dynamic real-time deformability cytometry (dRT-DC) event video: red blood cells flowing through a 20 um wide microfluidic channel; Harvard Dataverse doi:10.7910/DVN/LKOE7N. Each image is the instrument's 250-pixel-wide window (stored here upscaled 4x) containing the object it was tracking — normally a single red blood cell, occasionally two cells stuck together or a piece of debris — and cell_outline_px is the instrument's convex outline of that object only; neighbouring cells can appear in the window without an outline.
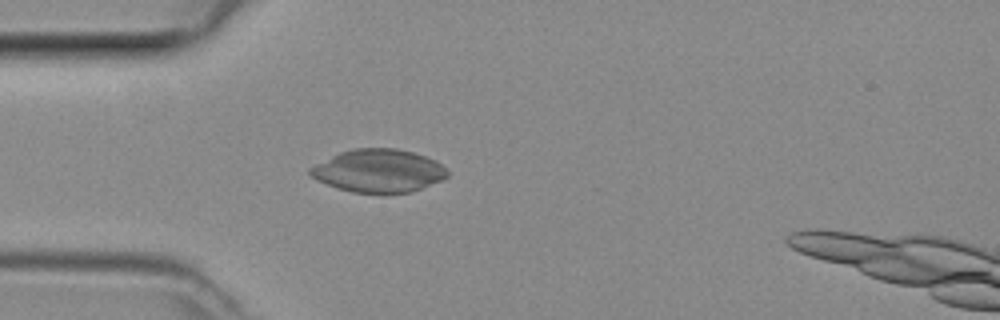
{"species": "common noctule bat (a hibernating species)", "species_latin": "Nyctalus noctula", "temperature_condition": "room temperature", "stored_images_in_passage": 17, "camera_frame_rate_fps": 3000, "um_per_image_px": 0.085, "animal": {"sex": "female", "body_mass_g": 29.2, "forearm_length_mm": 56.3}, "frame": {"image": 1, "passage_image": 4, "time_ms": 1.0, "image_size_px": [1000, 320], "cell_outline_px": [[448, 176], [440, 180], [412, 192], [352, 192], [336, 188], [316, 180], [308, 172], [308, 168], [340, 152], [352, 148], [396, 148], [412, 152], [436, 160], [448, 172]], "centroid_in_image_um": [32.14, 14.51], "position_along_channel_um": 52.9, "area_um2": 34.04}}
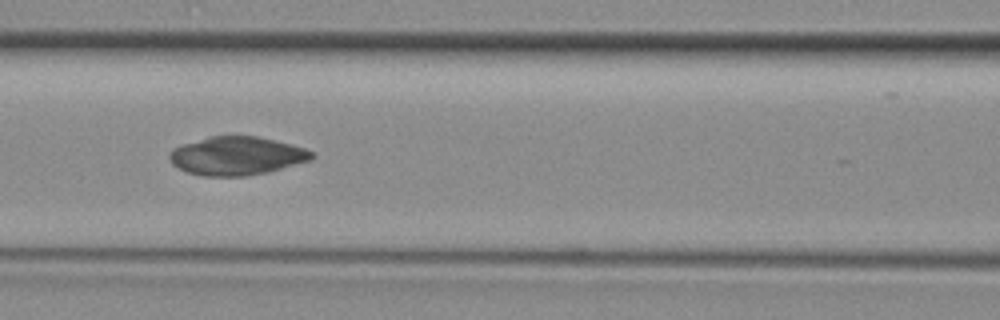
{"frame": {"image": 2, "passage_image": 11, "time_ms": 3.333, "image_size_px": [1000, 320], "cell_outline_px": [[316, 156], [312, 160], [268, 172], [244, 176], [204, 176], [188, 172], [172, 164], [168, 156], [172, 148], [208, 136], [256, 136], [292, 144], [304, 148], [312, 152]], "centroid_in_image_um": [20.14, 13.25], "position_along_channel_um": 146.5, "area_um2": 31.85}}
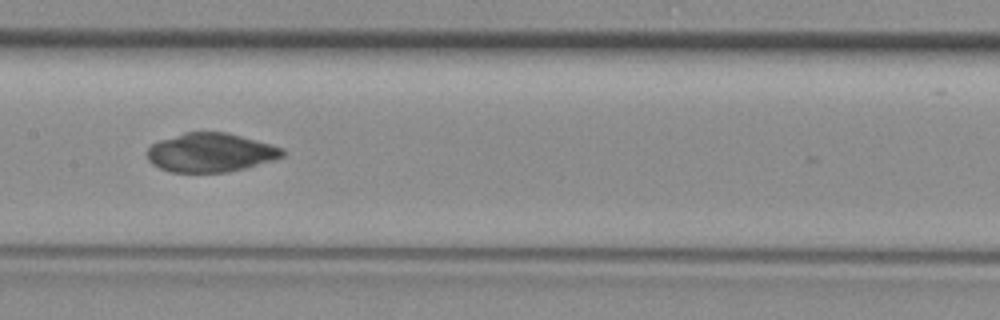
{"frame": {"image": 3, "passage_image": 14, "time_ms": 4.333, "image_size_px": [1000, 320], "cell_outline_px": [[284, 156], [272, 160], [244, 168], [228, 172], [168, 172], [152, 164], [148, 160], [148, 148], [152, 144], [160, 140], [184, 132], [224, 132], [240, 136], [284, 148]], "centroid_in_image_um": [17.87, 12.97], "position_along_channel_um": 189.5, "area_um2": 30.4}}